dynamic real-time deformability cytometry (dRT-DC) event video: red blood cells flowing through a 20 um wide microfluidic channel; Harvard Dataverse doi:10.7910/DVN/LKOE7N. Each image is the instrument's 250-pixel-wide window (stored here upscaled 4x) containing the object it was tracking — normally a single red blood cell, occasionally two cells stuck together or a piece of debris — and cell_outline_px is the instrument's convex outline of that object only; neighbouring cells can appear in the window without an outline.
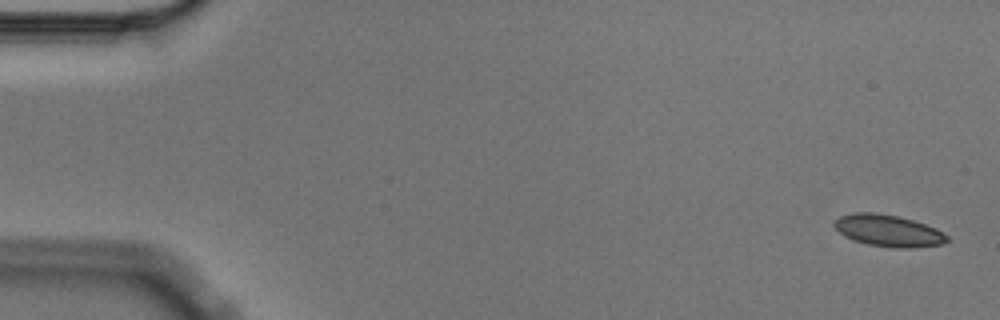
{"species": "Egyptian fruit bat (a non-hibernating species)", "species_latin": "Rousettus aegyptiacus", "temperature_condition": "cold", "stored_images_in_passage": 4, "camera_frame_rate_fps": 3000, "um_per_image_px": 0.085, "animal": {"sex": "male"}, "frame": {"image": 1, "passage_image": 1, "time_ms": 0.0, "image_size_px": [1000, 320], "cell_outline_px": [[948, 240], [940, 244], [912, 248], [896, 248], [868, 244], [844, 236], [832, 224], [832, 220], [840, 216], [856, 212], [872, 212], [896, 216], [912, 220], [936, 228], [948, 236]], "centroid_in_image_um": [75.47, 19.6], "position_along_channel_um": 9.5, "area_um2": 20.63}}
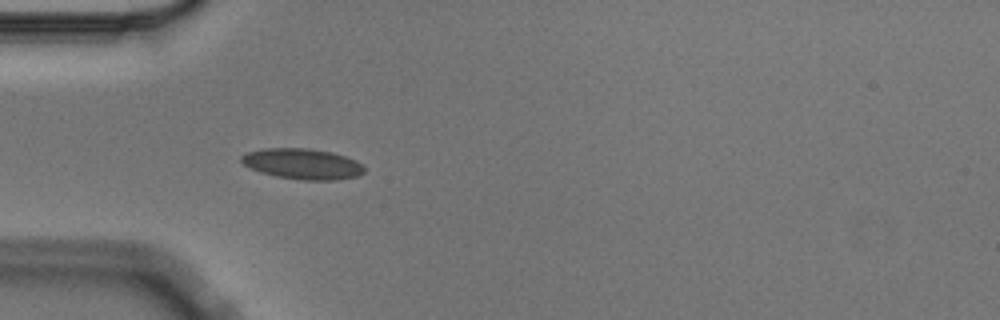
{"frame": {"image": 2, "passage_image": 4, "time_ms": 1.0, "image_size_px": [1000, 320], "cell_outline_px": [[364, 172], [356, 176], [336, 180], [300, 180], [276, 176], [260, 172], [244, 164], [240, 160], [240, 156], [248, 152], [264, 148], [308, 148], [332, 152], [356, 160], [364, 164]], "centroid_in_image_um": [25.72, 13.93], "position_along_channel_um": 59.3, "area_um2": 21.96}}